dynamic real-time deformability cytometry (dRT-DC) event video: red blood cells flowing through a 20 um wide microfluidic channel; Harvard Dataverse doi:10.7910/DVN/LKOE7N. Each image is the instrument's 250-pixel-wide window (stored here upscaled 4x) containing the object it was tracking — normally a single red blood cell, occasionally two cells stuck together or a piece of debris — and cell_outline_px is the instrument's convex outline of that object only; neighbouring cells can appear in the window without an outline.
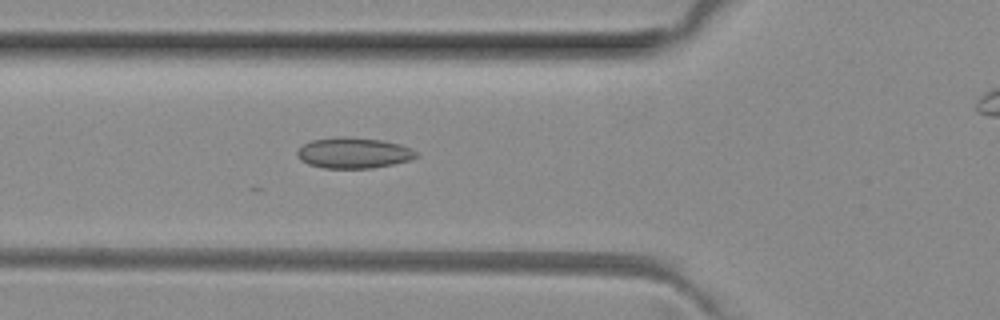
{"species": "common noctule bat (a hibernating species)", "species_latin": "Nyctalus noctula", "temperature_condition": "room temperature", "stored_images_in_passage": 45, "camera_frame_rate_fps": 3000, "um_per_image_px": 0.085, "animal": {"sex": "female", "body_mass_g": 29.2, "forearm_length_mm": 56.3}, "frame": {"image": 1, "passage_image": 18, "time_ms": 5.667, "image_size_px": [1000, 320], "cell_outline_px": [[420, 156], [408, 160], [392, 164], [372, 168], [324, 168], [308, 164], [300, 160], [296, 156], [296, 152], [304, 144], [312, 140], [336, 136], [344, 136], [384, 140], [400, 144], [412, 148]], "centroid_in_image_um": [30.05, 12.99], "position_along_channel_um": 95.8, "area_um2": 21.5}}
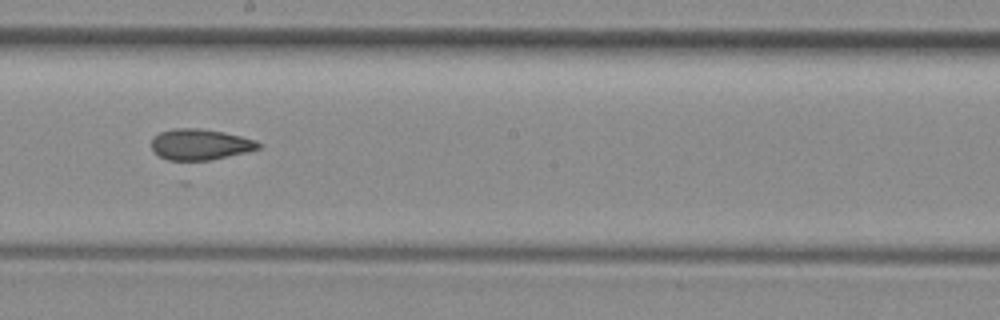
{"frame": {"image": 2, "passage_image": 28, "time_ms": 9.0, "image_size_px": [1000, 320], "cell_outline_px": [[264, 144], [260, 148], [248, 152], [208, 160], [184, 164], [180, 164], [168, 160], [160, 156], [152, 148], [152, 140], [160, 132], [172, 128], [200, 128], [224, 132], [256, 140]], "centroid_in_image_um": [17.02, 12.31], "position_along_channel_um": 231.2, "area_um2": 19.88}}
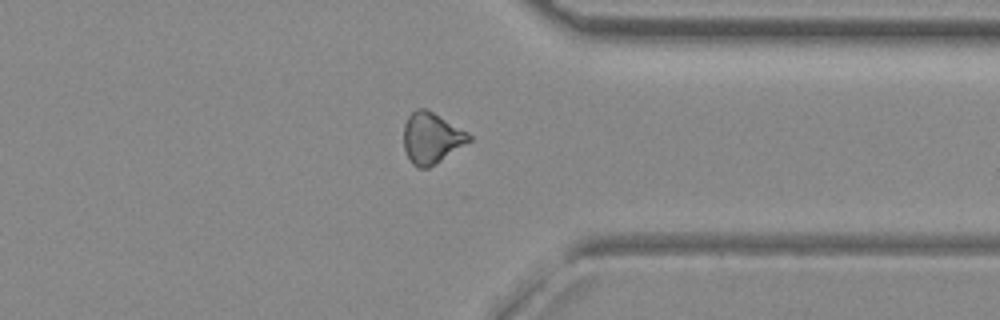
{"frame": {"image": 3, "passage_image": 39, "time_ms": 12.667, "image_size_px": [1000, 320], "cell_outline_px": [[472, 140], [428, 168], [416, 168], [412, 164], [404, 148], [404, 124], [408, 116], [416, 108], [428, 108], [468, 132], [472, 136]], "centroid_in_image_um": [36.67, 11.7], "position_along_channel_um": 374.7, "area_um2": 19.48}, "authors_computed_cell_mechanics": {"area_um2": 20.0566, "velocity_mm_per_s": 4.0535, "shape_relaxation_time_tau1_ms": null, "shape_relaxation_time_tau2_ms": 3.2945, "deformation_change_tau1": null, "deformation_change_tau2": 0.1003}}